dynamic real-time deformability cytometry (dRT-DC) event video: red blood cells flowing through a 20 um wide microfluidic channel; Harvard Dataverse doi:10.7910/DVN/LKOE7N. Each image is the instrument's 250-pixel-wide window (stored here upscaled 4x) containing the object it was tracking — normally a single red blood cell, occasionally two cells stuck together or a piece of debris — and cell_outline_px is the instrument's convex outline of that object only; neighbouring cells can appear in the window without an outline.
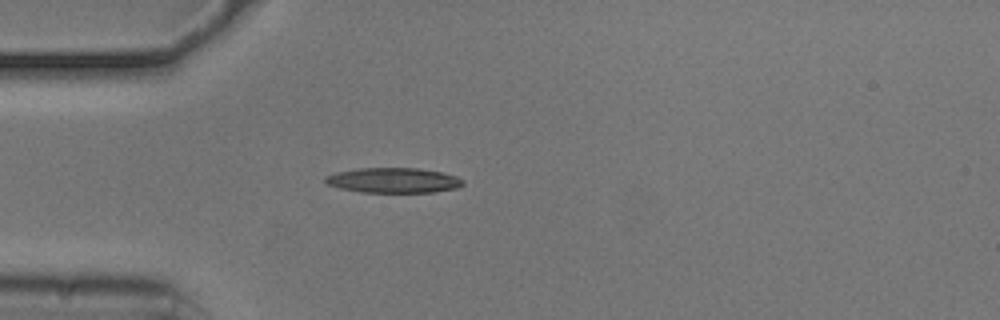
{"species": "common noctule bat (a hibernating species)", "species_latin": "Nyctalus noctula", "temperature_condition": "cold", "stored_images_in_passage": 35, "camera_frame_rate_fps": 3000, "um_per_image_px": 0.085, "animal": {"sex": "male", "body_mass_g": 20.5, "forearm_length_mm": 52.5}, "frame": {"image": 1, "passage_image": 1, "time_ms": 0.0, "image_size_px": [1000, 320], "cell_outline_px": [[464, 184], [456, 188], [436, 192], [360, 192], [340, 188], [328, 184], [324, 180], [324, 176], [336, 172], [360, 168], [416, 168], [440, 172], [456, 176], [464, 180]], "centroid_in_image_um": [33.44, 15.33], "position_along_channel_um": 51.6, "area_um2": 20.06}}
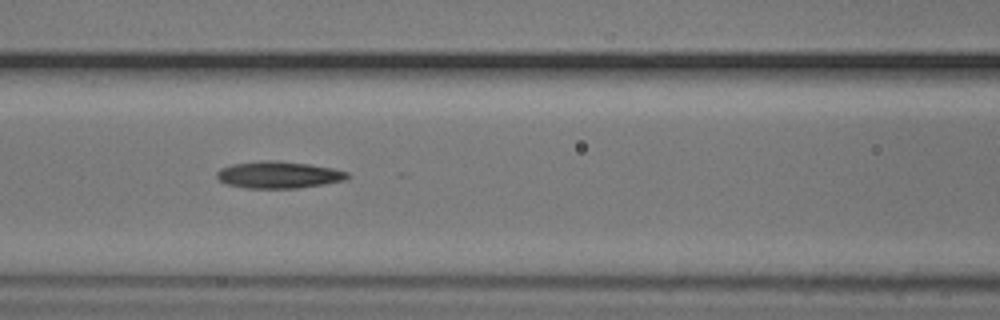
{"frame": {"image": 2, "passage_image": 9, "time_ms": 2.667, "image_size_px": [1000, 320], "cell_outline_px": [[352, 176], [348, 180], [324, 184], [296, 188], [244, 188], [228, 184], [220, 180], [216, 176], [216, 172], [220, 168], [232, 164], [260, 160], [276, 160], [308, 164], [332, 168], [348, 172]], "centroid_in_image_um": [23.71, 14.85], "position_along_channel_um": 142.9, "area_um2": 20.63}}
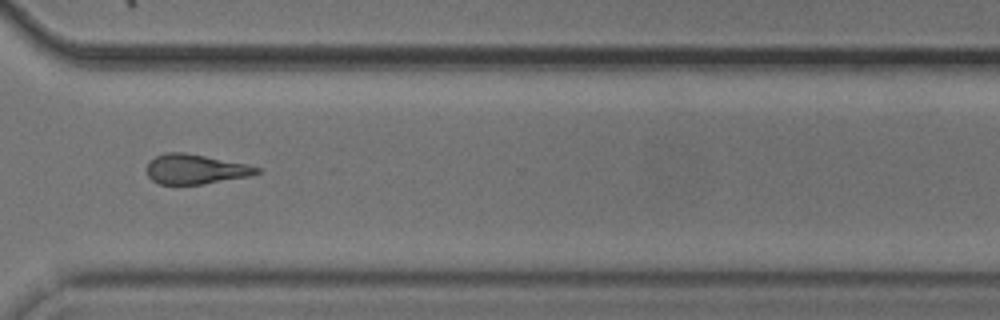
{"frame": {"image": 3, "passage_image": 26, "time_ms": 8.333, "image_size_px": [1000, 320], "cell_outline_px": [[260, 172], [248, 176], [204, 184], [160, 184], [152, 180], [148, 176], [148, 160], [164, 152], [184, 152], [244, 164], [260, 168]], "centroid_in_image_um": [16.56, 14.38], "position_along_channel_um": 354.0, "area_um2": 18.79}, "authors_computed_cell_mechanics": {"area_um2": 19.652, "velocity_mm_per_s": 3.7411, "shape_relaxation_time_tau1_ms": 3.7651, "shape_relaxation_time_tau2_ms": 5.4735, "deformation_change_tau1": 0.1298, "deformation_change_tau2": 0.1872}}